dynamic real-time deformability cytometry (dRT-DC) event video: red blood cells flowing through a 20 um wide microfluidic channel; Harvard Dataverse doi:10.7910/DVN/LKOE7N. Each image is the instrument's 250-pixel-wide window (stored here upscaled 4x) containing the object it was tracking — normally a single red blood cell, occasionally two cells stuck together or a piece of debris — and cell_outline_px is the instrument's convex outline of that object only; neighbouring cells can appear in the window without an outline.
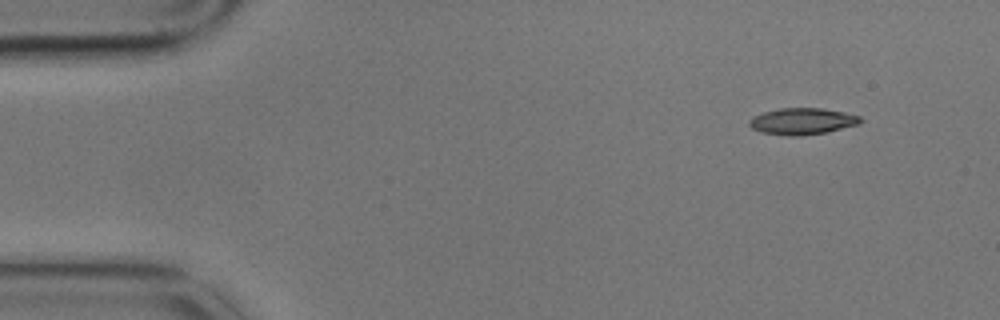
{"species": "common noctule bat (a hibernating species)", "species_latin": "Nyctalus noctula", "temperature_condition": "cold", "stored_images_in_passage": 4, "camera_frame_rate_fps": 3000, "um_per_image_px": 0.085, "animal": {"sex": "male", "body_mass_g": 17.9}, "frame": {"image": 1, "passage_image": 1, "time_ms": 0.0, "image_size_px": [1000, 320], "cell_outline_px": [[864, 120], [860, 124], [828, 132], [800, 136], [788, 136], [760, 132], [752, 128], [748, 124], [748, 120], [752, 116], [764, 112], [780, 108], [820, 108], [844, 112], [860, 116]], "centroid_in_image_um": [68.2, 10.31], "position_along_channel_um": 16.8, "area_um2": 17.4}}
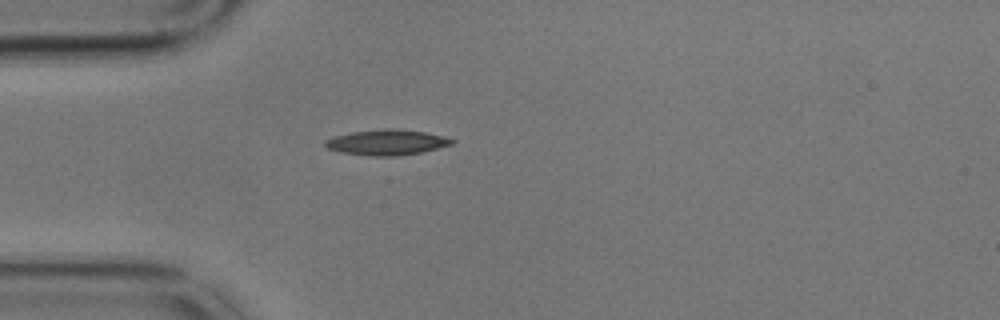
{"frame": {"image": 2, "passage_image": 4, "time_ms": 1.0, "image_size_px": [1000, 320], "cell_outline_px": [[456, 140], [452, 144], [420, 152], [396, 156], [368, 156], [340, 152], [328, 148], [324, 144], [324, 140], [336, 136], [352, 132], [384, 128], [396, 128], [424, 132]], "centroid_in_image_um": [32.83, 12.1], "position_along_channel_um": 52.2, "area_um2": 18.61}}